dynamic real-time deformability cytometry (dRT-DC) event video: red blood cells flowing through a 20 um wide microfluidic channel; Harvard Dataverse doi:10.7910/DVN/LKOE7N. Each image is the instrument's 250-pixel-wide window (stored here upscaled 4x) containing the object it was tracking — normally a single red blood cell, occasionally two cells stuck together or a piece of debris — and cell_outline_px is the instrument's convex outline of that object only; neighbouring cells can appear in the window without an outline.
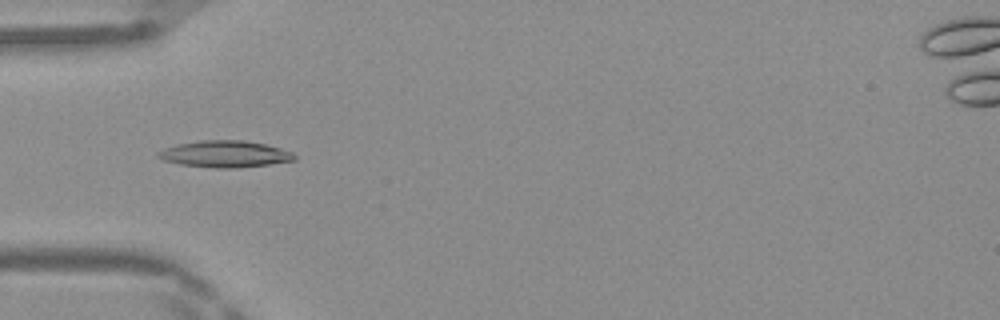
{"species": "Egyptian fruit bat (a non-hibernating species)", "species_latin": "Rousettus aegyptiacus", "temperature_condition": "warm", "stored_images_in_passage": 11, "camera_frame_rate_fps": 3000, "um_per_image_px": 0.085, "frame": {"image": 1, "passage_image": 5, "time_ms": 1.333, "image_size_px": [1000, 320], "cell_outline_px": [[296, 160], [268, 164], [232, 168], [216, 168], [180, 164], [164, 160], [156, 156], [156, 152], [164, 148], [176, 144], [200, 140], [244, 140], [264, 144], [280, 148], [292, 152], [296, 156]], "centroid_in_image_um": [19.09, 13.08], "position_along_channel_um": 65.9, "area_um2": 21.1}}
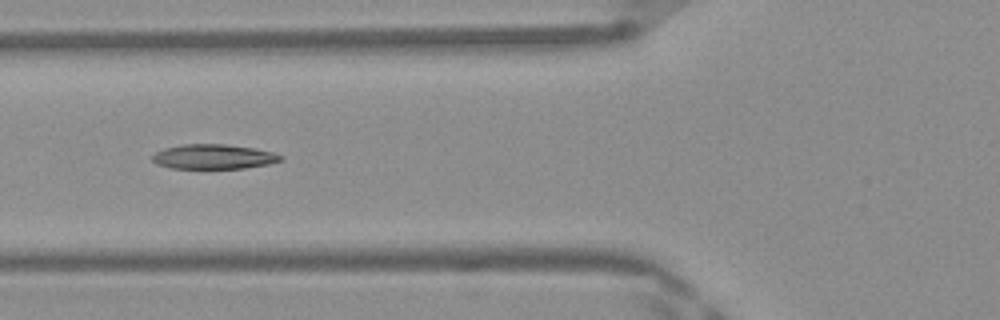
{"frame": {"image": 2, "passage_image": 8, "time_ms": 2.333, "image_size_px": [1000, 320], "cell_outline_px": [[284, 160], [268, 164], [244, 168], [172, 168], [156, 164], [152, 160], [152, 156], [156, 152], [164, 148], [180, 144], [228, 144], [256, 148], [272, 152], [284, 156]], "centroid_in_image_um": [18.18, 13.31], "position_along_channel_um": 107.6, "area_um2": 18.61}}